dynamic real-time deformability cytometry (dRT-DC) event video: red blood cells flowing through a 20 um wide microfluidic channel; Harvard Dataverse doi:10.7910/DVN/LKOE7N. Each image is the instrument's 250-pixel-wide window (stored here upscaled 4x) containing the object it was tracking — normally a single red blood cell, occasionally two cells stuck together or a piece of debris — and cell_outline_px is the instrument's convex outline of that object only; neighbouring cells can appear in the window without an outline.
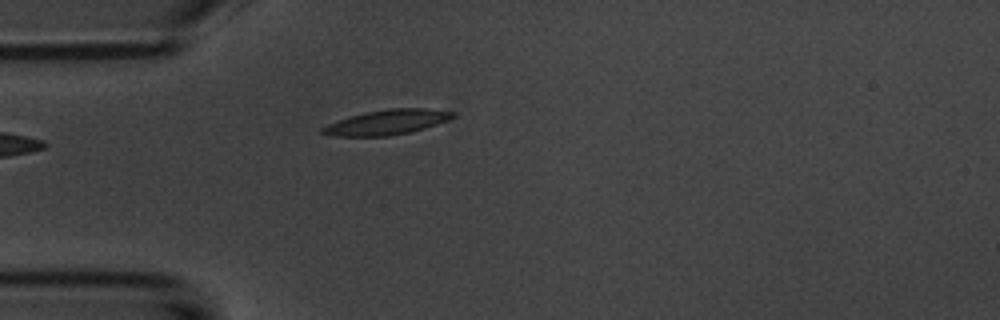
{"species": "common noctule bat (a hibernating species)", "species_latin": "Nyctalus noctula", "temperature_condition": "room temperature", "stored_images_in_passage": 38, "camera_frame_rate_fps": 3000, "um_per_image_px": 0.085, "animal": {"sex": "male", "body_mass_g": 20.1, "forearm_length_mm": 53.5}, "frame": {"image": 1, "passage_image": 1, "time_ms": 0.0, "image_size_px": [1000, 320], "cell_outline_px": [[456, 116], [448, 120], [424, 128], [408, 132], [388, 136], [336, 136], [320, 132], [320, 128], [328, 124], [364, 112], [388, 108], [428, 108], [456, 112]], "centroid_in_image_um": [32.93, 10.37], "position_along_channel_um": 52.1, "area_um2": 18.79}}
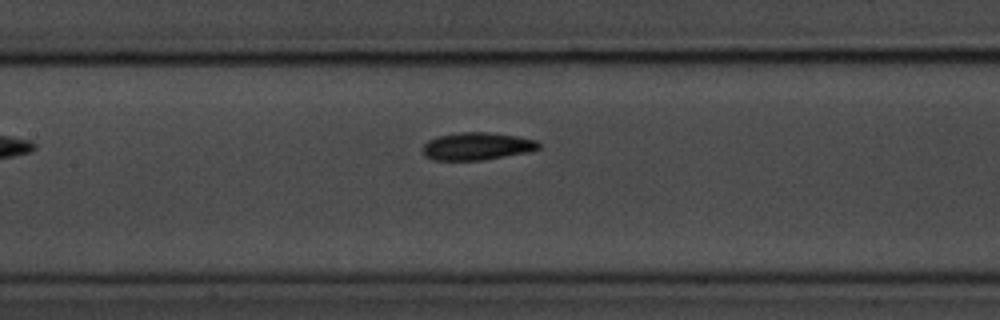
{"frame": {"image": 2, "passage_image": 11, "time_ms": 3.333, "image_size_px": [1000, 320], "cell_outline_px": [[540, 148], [528, 152], [480, 160], [432, 160], [424, 156], [420, 148], [428, 140], [440, 136], [460, 132], [488, 132], [516, 136], [536, 140], [540, 144]], "centroid_in_image_um": [40.49, 12.43], "position_along_channel_um": 166.9, "area_um2": 18.61}}
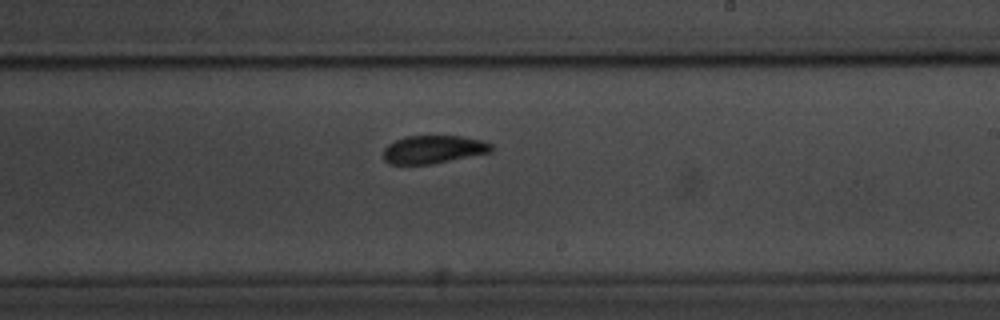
{"frame": {"image": 3, "passage_image": 18, "time_ms": 5.667, "image_size_px": [1000, 320], "cell_outline_px": [[492, 152], [432, 164], [388, 164], [384, 160], [384, 148], [388, 144], [404, 136], [460, 136], [484, 140], [492, 144]], "centroid_in_image_um": [36.85, 12.7], "position_along_channel_um": 252.2, "area_um2": 17.74}, "authors_computed_cell_mechanics": {"area_um2": 18.1492, "velocity_mm_per_s": 3.6673, "shape_relaxation_time_tau1_ms": 2.8421, "shape_relaxation_time_tau2_ms": 4.606, "deformation_change_tau1": 0.1083, "deformation_change_tau2": 0.0946}}